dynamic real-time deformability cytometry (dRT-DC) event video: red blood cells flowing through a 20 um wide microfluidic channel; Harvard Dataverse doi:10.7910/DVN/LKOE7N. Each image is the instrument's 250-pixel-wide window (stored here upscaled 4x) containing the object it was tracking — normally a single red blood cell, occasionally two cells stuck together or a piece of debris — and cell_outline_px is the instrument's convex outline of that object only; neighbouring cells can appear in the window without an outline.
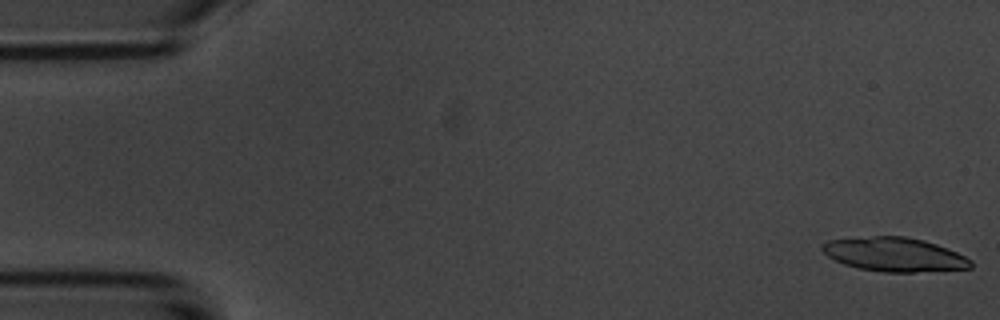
{"species": "common noctule bat (a hibernating species)", "species_latin": "Nyctalus noctula", "temperature_condition": "room temperature", "stored_images_in_passage": 5, "camera_frame_rate_fps": 3000, "um_per_image_px": 0.085, "animal": {"sex": "male", "body_mass_g": 20.1, "forearm_length_mm": 53.5}, "frame": {"image": 1, "passage_image": 1, "time_ms": 0.0, "image_size_px": [1000, 320], "cell_outline_px": [[972, 268], [912, 272], [880, 272], [856, 268], [844, 264], [828, 256], [820, 248], [820, 244], [828, 240], [872, 236], [904, 236], [924, 240], [936, 244], [956, 252], [972, 260]], "centroid_in_image_um": [75.99, 21.63], "position_along_channel_um": 9.0, "area_um2": 29.42}}